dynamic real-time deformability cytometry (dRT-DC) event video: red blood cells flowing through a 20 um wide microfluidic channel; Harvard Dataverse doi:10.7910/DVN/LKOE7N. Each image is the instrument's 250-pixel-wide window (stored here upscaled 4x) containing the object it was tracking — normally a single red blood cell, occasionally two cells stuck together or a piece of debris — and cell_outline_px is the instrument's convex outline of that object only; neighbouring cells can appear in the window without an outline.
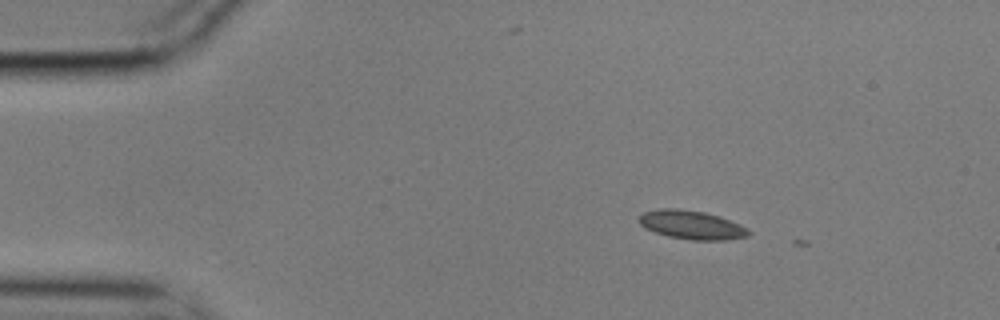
{"species": "common noctule bat (a hibernating species)", "species_latin": "Nyctalus noctula", "temperature_condition": "cold", "stored_images_in_passage": 4, "camera_frame_rate_fps": 3000, "um_per_image_px": 0.085, "animal": {"sex": "male", "body_mass_g": 17.9}, "frame": {"image": 1, "passage_image": 3, "time_ms": 0.667, "image_size_px": [1000, 320], "cell_outline_px": [[752, 232], [748, 236], [728, 240], [692, 240], [668, 236], [644, 228], [640, 224], [640, 216], [644, 212], [660, 208], [676, 208], [704, 212], [720, 216], [740, 224], [748, 228]], "centroid_in_image_um": [58.83, 19.12], "position_along_channel_um": 26.2, "area_um2": 18.38}}